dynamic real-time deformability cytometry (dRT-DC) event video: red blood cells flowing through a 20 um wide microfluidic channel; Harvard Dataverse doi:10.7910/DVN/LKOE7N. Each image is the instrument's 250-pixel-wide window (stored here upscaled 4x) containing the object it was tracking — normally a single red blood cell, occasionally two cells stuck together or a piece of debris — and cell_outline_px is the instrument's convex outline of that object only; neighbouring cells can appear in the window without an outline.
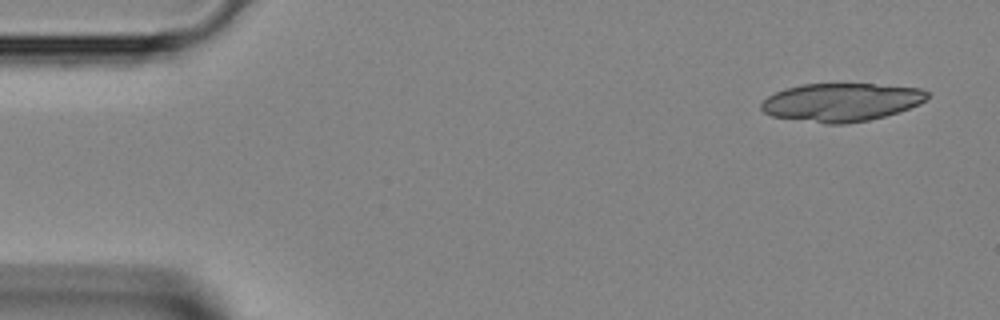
{"species": "Egyptian fruit bat (a non-hibernating species)", "species_latin": "Rousettus aegyptiacus", "temperature_condition": "room temperature", "stored_images_in_passage": 18, "camera_frame_rate_fps": 3000, "um_per_image_px": 0.085, "animal": {"sex": "female"}, "frame": {"image": 1, "passage_image": 1, "time_ms": 0.0, "image_size_px": [1000, 320], "cell_outline_px": [[928, 96], [920, 104], [900, 112], [868, 120], [844, 124], [824, 124], [772, 116], [764, 112], [760, 108], [760, 104], [768, 96], [784, 88], [800, 84], [872, 84], [920, 88], [928, 92]], "centroid_in_image_um": [71.49, 8.69], "position_along_channel_um": 13.5, "area_um2": 37.05}}